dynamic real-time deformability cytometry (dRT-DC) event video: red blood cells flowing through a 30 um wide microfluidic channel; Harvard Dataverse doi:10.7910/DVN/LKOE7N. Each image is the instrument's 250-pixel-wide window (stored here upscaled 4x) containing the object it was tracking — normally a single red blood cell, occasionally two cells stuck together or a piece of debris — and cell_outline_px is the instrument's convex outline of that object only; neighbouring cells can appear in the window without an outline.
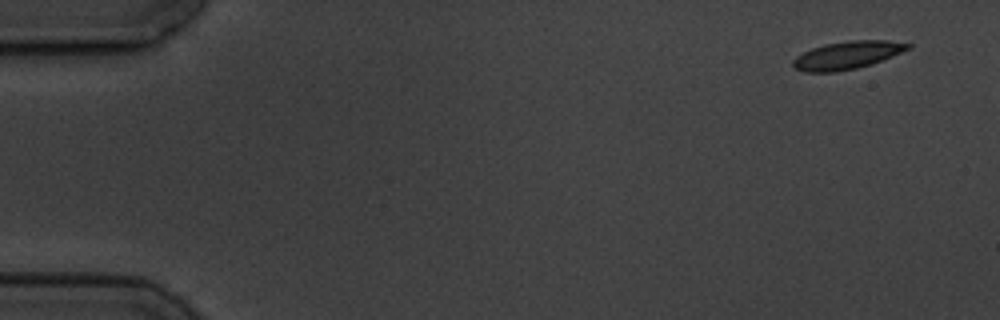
{"species": "common noctule bat (a hibernating species)", "species_latin": "Nyctalus noctula", "temperature_condition": "cold", "stored_images_in_passage": 4, "camera_frame_rate_fps": 3000, "um_per_image_px": 0.085, "animal": {"sex": "male", "body_mass_g": 19.5, "forearm_length_mm": 54.6}, "frame": {"image": 1, "passage_image": 1, "time_ms": 0.0, "image_size_px": [1000, 320], "cell_outline_px": [[912, 48], [872, 64], [856, 68], [832, 72], [804, 72], [796, 68], [792, 64], [792, 60], [796, 56], [812, 48], [824, 44], [848, 40], [888, 40], [912, 44]], "centroid_in_image_um": [72.03, 4.68], "position_along_channel_um": 13.0, "area_um2": 18.67}}